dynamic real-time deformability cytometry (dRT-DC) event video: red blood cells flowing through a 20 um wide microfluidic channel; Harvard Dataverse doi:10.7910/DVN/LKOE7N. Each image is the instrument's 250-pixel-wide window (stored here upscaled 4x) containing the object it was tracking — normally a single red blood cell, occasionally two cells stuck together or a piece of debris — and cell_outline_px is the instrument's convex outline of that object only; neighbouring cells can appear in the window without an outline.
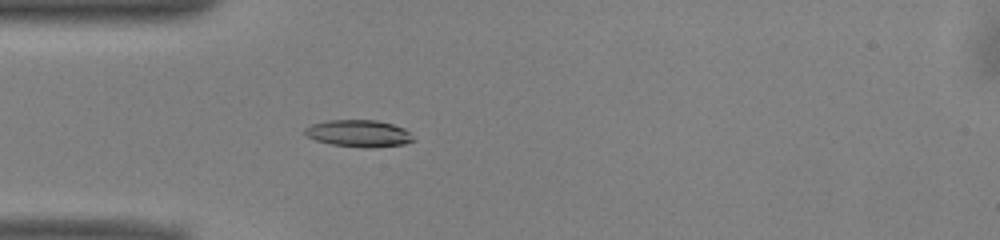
{"species": "common noctule bat (a hibernating species)", "species_latin": "Nyctalus noctula", "temperature_condition": "warm", "stored_images_in_passage": 52, "camera_frame_rate_fps": 3000, "um_per_image_px": 0.085, "animal": {"sex": "male", "body_mass_g": 13.0, "forearm_length_mm": 53.1}, "frame": {"image": 1, "passage_image": 15, "time_ms": 4.667, "image_size_px": [1000, 240], "cell_outline_px": [[416, 140], [404, 144], [372, 148], [364, 148], [332, 144], [316, 140], [308, 136], [304, 132], [304, 128], [312, 124], [328, 120], [376, 120], [392, 124], [404, 128]], "centroid_in_image_um": [30.51, 11.34], "position_along_channel_um": 54.5, "area_um2": 16.99}}
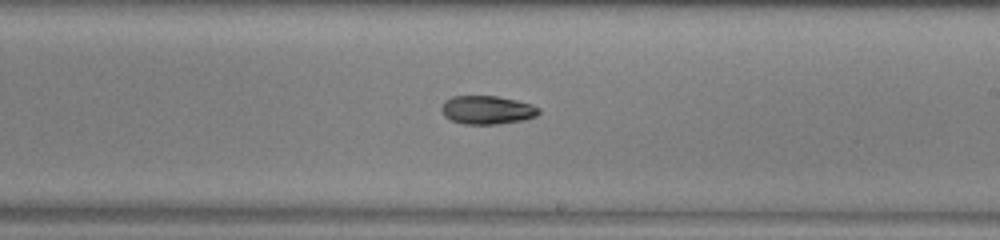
{"frame": {"image": 2, "passage_image": 30, "time_ms": 9.667, "image_size_px": [1000, 240], "cell_outline_px": [[540, 112], [536, 116], [524, 120], [500, 124], [464, 124], [452, 120], [444, 116], [440, 108], [444, 100], [452, 96], [496, 96], [516, 100], [532, 104], [540, 108]], "centroid_in_image_um": [41.4, 9.34], "position_along_channel_um": 247.6, "area_um2": 16.3}}
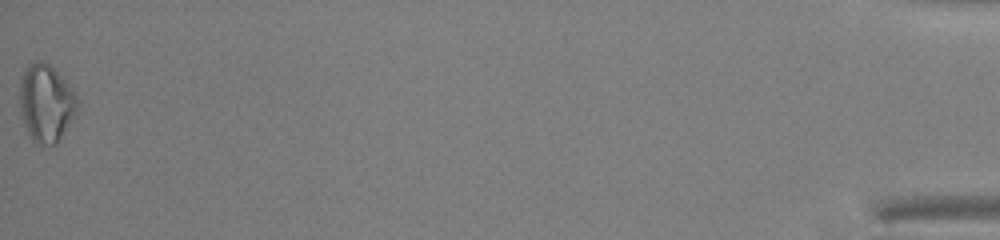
{"frame": {"image": 3, "passage_image": 52, "time_ms": 17.0, "image_size_px": [1000, 240], "cell_outline_px": [[80, 104], [76, 112], [56, 144], [44, 144], [32, 140], [24, 124], [20, 108], [20, 76], [24, 68], [28, 64], [36, 60], [40, 60], [48, 64], [60, 76], [80, 100]], "centroid_in_image_um": [3.9, 8.73], "position_along_channel_um": 431.3, "area_um2": 25.72}, "authors_computed_cell_mechanics": {"area_um2": 16.6175, "velocity_mm_per_s": 3.9734, "shape_relaxation_time_tau1_ms": 5.8933, "shape_relaxation_time_tau2_ms": null, "deformation_change_tau1": 0.1562, "deformation_change_tau2": null}}